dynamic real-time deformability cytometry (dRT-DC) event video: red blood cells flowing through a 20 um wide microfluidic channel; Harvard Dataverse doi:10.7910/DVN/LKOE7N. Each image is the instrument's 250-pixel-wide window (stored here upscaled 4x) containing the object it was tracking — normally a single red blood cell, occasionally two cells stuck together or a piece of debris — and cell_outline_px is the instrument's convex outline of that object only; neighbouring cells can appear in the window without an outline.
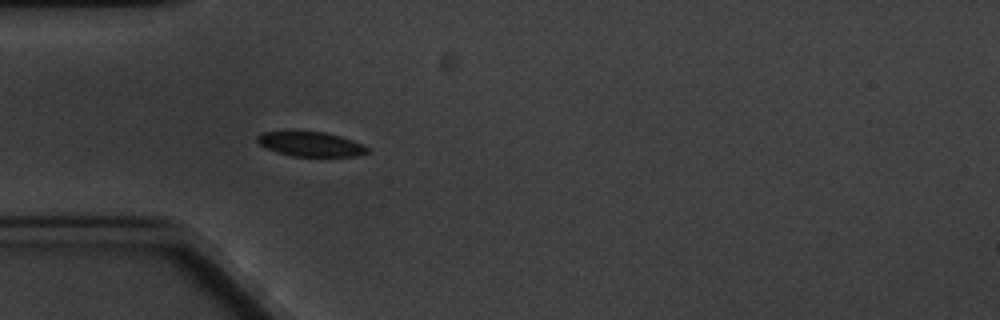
{"species": "common noctule bat (a hibernating species)", "species_latin": "Nyctalus noctula", "temperature_condition": "cold", "stored_images_in_passage": 7, "camera_frame_rate_fps": 3000, "um_per_image_px": 0.085, "animal": {"sex": "male", "body_mass_g": 20.1, "forearm_length_mm": 53.5}, "frame": {"image": 1, "passage_image": 7, "time_ms": 7.0, "image_size_px": [1000, 320], "cell_outline_px": [[368, 152], [356, 156], [320, 160], [292, 156], [276, 152], [264, 148], [256, 140], [256, 136], [264, 132], [324, 132], [340, 136], [352, 140], [368, 148]], "centroid_in_image_um": [26.42, 12.32], "position_along_channel_um": 58.6, "area_um2": 16.47}}